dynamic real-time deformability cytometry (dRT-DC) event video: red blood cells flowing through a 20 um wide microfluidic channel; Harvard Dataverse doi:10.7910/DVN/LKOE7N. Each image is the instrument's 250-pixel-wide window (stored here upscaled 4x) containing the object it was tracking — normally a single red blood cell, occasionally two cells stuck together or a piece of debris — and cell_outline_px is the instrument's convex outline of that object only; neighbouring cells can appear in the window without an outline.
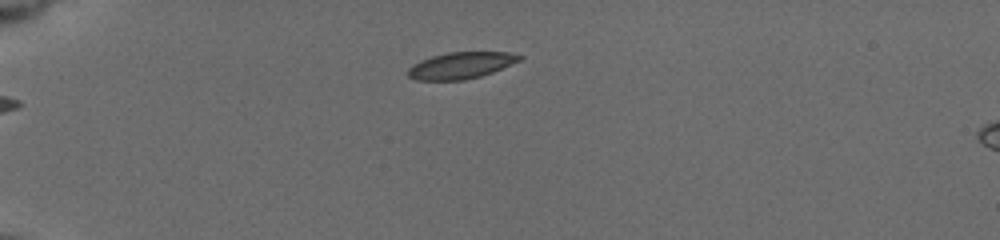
{"species": "common noctule bat (a hibernating species)", "species_latin": "Nyctalus noctula", "temperature_condition": "cold", "stored_images_in_passage": 41, "camera_frame_rate_fps": 3000, "um_per_image_px": 0.085, "animal": {"sex": "female", "body_mass_g": 19.5, "forearm_length_mm": 54.1}, "frame": {"image": 1, "passage_image": 1, "time_ms": 0.0, "image_size_px": [1000, 240], "cell_outline_px": [[524, 60], [492, 72], [480, 76], [464, 80], [416, 80], [408, 76], [408, 68], [412, 64], [420, 60], [432, 56], [448, 52], [508, 52], [524, 56]], "centroid_in_image_um": [39.21, 5.55], "position_along_channel_um": 45.8, "area_um2": 17.4}}
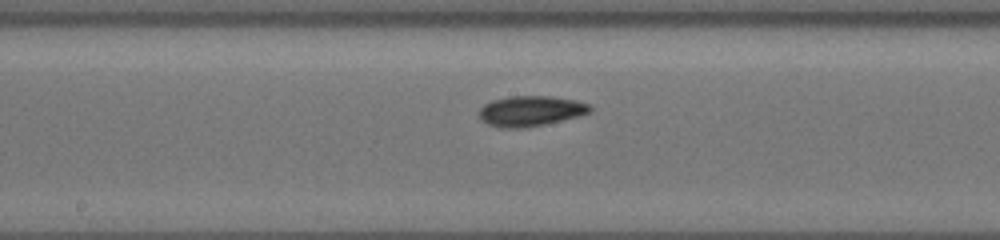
{"frame": {"image": 2, "passage_image": 17, "time_ms": 5.333, "image_size_px": [1000, 240], "cell_outline_px": [[592, 112], [580, 116], [544, 124], [520, 128], [500, 128], [488, 124], [480, 120], [480, 108], [484, 104], [492, 100], [508, 96], [552, 96], [576, 100], [592, 104]], "centroid_in_image_um": [45.13, 9.42], "position_along_channel_um": 203.1, "area_um2": 19.83}}
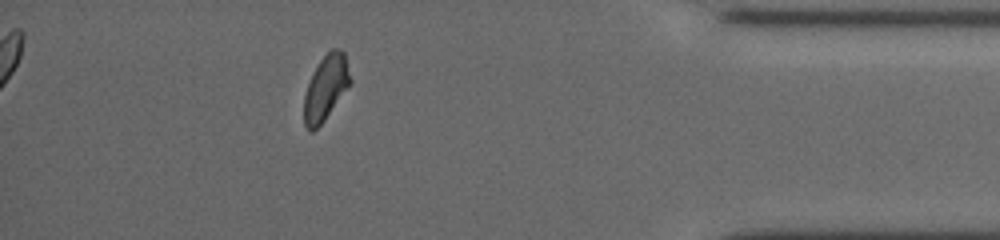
{"frame": {"image": 3, "passage_image": 36, "time_ms": 11.667, "image_size_px": [1000, 240], "cell_outline_px": [[352, 80], [324, 120], [312, 132], [308, 132], [304, 124], [304, 96], [312, 72], [320, 60], [332, 48], [340, 48], [344, 52]], "centroid_in_image_um": [27.67, 7.44], "position_along_channel_um": 407.5, "area_um2": 17.28}, "authors_computed_cell_mechanics": {"area_um2": 18.3226, "velocity_mm_per_s": 3.7354, "shape_relaxation_time_tau1_ms": 4.3068, "shape_relaxation_time_tau2_ms": 4.6777, "deformation_change_tau1": 0.1047, "deformation_change_tau2": 0.0885}}